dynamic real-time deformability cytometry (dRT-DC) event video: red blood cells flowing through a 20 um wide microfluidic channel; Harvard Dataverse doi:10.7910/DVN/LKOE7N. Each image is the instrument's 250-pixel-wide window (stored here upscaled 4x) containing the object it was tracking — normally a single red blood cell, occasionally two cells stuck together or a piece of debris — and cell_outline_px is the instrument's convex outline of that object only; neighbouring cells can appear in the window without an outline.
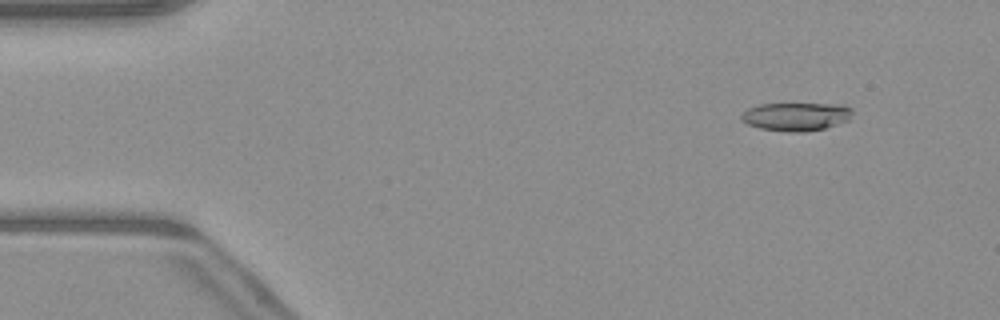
{"species": "common noctule bat (a hibernating species)", "species_latin": "Nyctalus noctula", "temperature_condition": "warm", "stored_images_in_passage": 51, "camera_frame_rate_fps": 3000, "um_per_image_px": 0.085, "animal": {"sex": "male", "body_mass_g": 23.1, "forearm_length_mm": 52.7}, "frame": {"image": 1, "passage_image": 6, "time_ms": 1.667, "image_size_px": [1000, 320], "cell_outline_px": [[852, 112], [848, 120], [824, 128], [808, 132], [788, 132], [760, 128], [748, 124], [740, 120], [740, 116], [748, 108], [760, 104], [844, 104], [852, 108]], "centroid_in_image_um": [67.66, 9.91], "position_along_channel_um": 17.3, "area_um2": 18.32}}
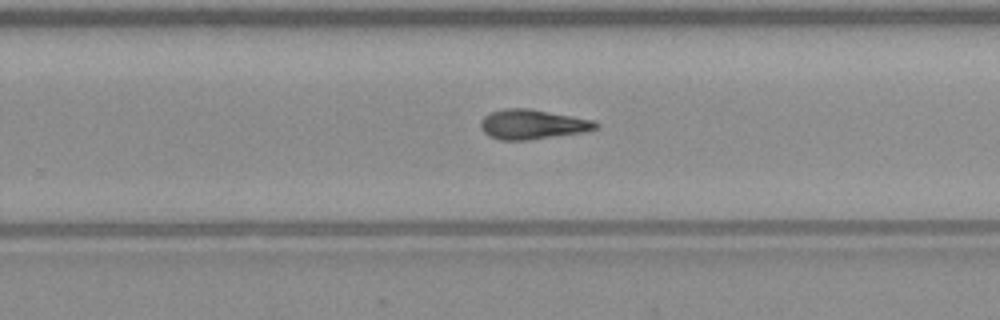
{"frame": {"image": 2, "passage_image": 33, "time_ms": 10.667, "image_size_px": [1000, 320], "cell_outline_px": [[600, 128], [584, 132], [528, 140], [500, 140], [488, 136], [484, 132], [480, 124], [480, 120], [484, 116], [492, 112], [504, 108], [528, 108], [596, 120], [600, 124]], "centroid_in_image_um": [45.3, 10.57], "position_along_channel_um": 284.5, "area_um2": 20.11}}
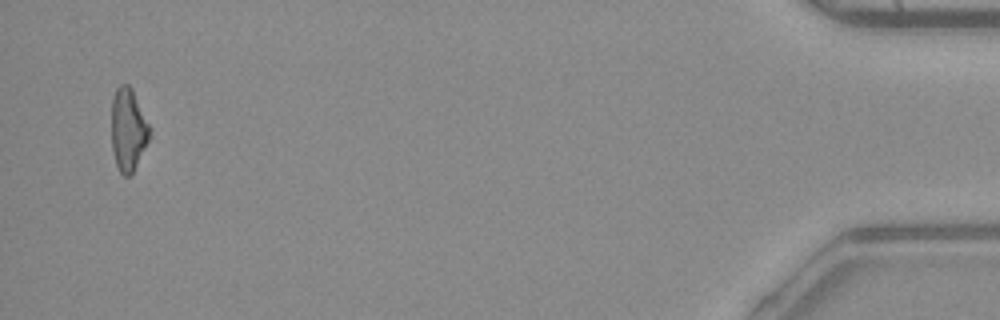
{"frame": {"image": 3, "passage_image": 50, "time_ms": 16.333, "image_size_px": [1000, 320], "cell_outline_px": [[152, 132], [132, 172], [128, 176], [124, 176], [120, 172], [116, 164], [112, 148], [112, 96], [116, 88], [120, 84], [128, 84], [132, 88], [152, 128]], "centroid_in_image_um": [10.9, 10.96], "position_along_channel_um": 424.3, "area_um2": 18.38}, "authors_computed_cell_mechanics": {"area_um2": 19.074, "velocity_mm_per_s": 4.0885, "shape_relaxation_time_tau1_ms": null, "shape_relaxation_time_tau2_ms": 2.6979, "deformation_change_tau1": null, "deformation_change_tau2": 0.1308}}